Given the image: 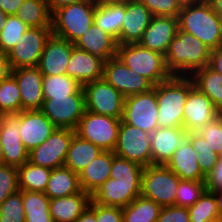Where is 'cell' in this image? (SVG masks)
Segmentation results:
<instances>
[{"label": "cell", "instance_id": "obj_1", "mask_svg": "<svg viewBox=\"0 0 222 222\" xmlns=\"http://www.w3.org/2000/svg\"><path fill=\"white\" fill-rule=\"evenodd\" d=\"M143 166L114 156L110 178L91 195V201L105 206L124 208L141 195Z\"/></svg>", "mask_w": 222, "mask_h": 222}, {"label": "cell", "instance_id": "obj_2", "mask_svg": "<svg viewBox=\"0 0 222 222\" xmlns=\"http://www.w3.org/2000/svg\"><path fill=\"white\" fill-rule=\"evenodd\" d=\"M211 49L195 36L178 29L165 55L172 76H191L209 63Z\"/></svg>", "mask_w": 222, "mask_h": 222}, {"label": "cell", "instance_id": "obj_3", "mask_svg": "<svg viewBox=\"0 0 222 222\" xmlns=\"http://www.w3.org/2000/svg\"><path fill=\"white\" fill-rule=\"evenodd\" d=\"M193 86L190 76H171L153 86L158 103V127H183L184 105Z\"/></svg>", "mask_w": 222, "mask_h": 222}, {"label": "cell", "instance_id": "obj_4", "mask_svg": "<svg viewBox=\"0 0 222 222\" xmlns=\"http://www.w3.org/2000/svg\"><path fill=\"white\" fill-rule=\"evenodd\" d=\"M177 18L179 30L195 36L211 50L221 47V16L209 0L183 6Z\"/></svg>", "mask_w": 222, "mask_h": 222}, {"label": "cell", "instance_id": "obj_5", "mask_svg": "<svg viewBox=\"0 0 222 222\" xmlns=\"http://www.w3.org/2000/svg\"><path fill=\"white\" fill-rule=\"evenodd\" d=\"M97 1L82 0L52 11V34L74 44L94 24Z\"/></svg>", "mask_w": 222, "mask_h": 222}, {"label": "cell", "instance_id": "obj_6", "mask_svg": "<svg viewBox=\"0 0 222 222\" xmlns=\"http://www.w3.org/2000/svg\"><path fill=\"white\" fill-rule=\"evenodd\" d=\"M116 56L134 72L144 76L153 85L169 79L165 56L141 46L139 43L117 45Z\"/></svg>", "mask_w": 222, "mask_h": 222}, {"label": "cell", "instance_id": "obj_7", "mask_svg": "<svg viewBox=\"0 0 222 222\" xmlns=\"http://www.w3.org/2000/svg\"><path fill=\"white\" fill-rule=\"evenodd\" d=\"M179 181L166 165H149L142 171L141 195L161 207L174 206Z\"/></svg>", "mask_w": 222, "mask_h": 222}, {"label": "cell", "instance_id": "obj_8", "mask_svg": "<svg viewBox=\"0 0 222 222\" xmlns=\"http://www.w3.org/2000/svg\"><path fill=\"white\" fill-rule=\"evenodd\" d=\"M121 119L96 114L85 110L75 134L100 147L103 151H114Z\"/></svg>", "mask_w": 222, "mask_h": 222}, {"label": "cell", "instance_id": "obj_9", "mask_svg": "<svg viewBox=\"0 0 222 222\" xmlns=\"http://www.w3.org/2000/svg\"><path fill=\"white\" fill-rule=\"evenodd\" d=\"M85 108L96 114L122 119L125 97L104 79L82 86Z\"/></svg>", "mask_w": 222, "mask_h": 222}, {"label": "cell", "instance_id": "obj_10", "mask_svg": "<svg viewBox=\"0 0 222 222\" xmlns=\"http://www.w3.org/2000/svg\"><path fill=\"white\" fill-rule=\"evenodd\" d=\"M51 27H29L7 53L11 69L37 67Z\"/></svg>", "mask_w": 222, "mask_h": 222}, {"label": "cell", "instance_id": "obj_11", "mask_svg": "<svg viewBox=\"0 0 222 222\" xmlns=\"http://www.w3.org/2000/svg\"><path fill=\"white\" fill-rule=\"evenodd\" d=\"M124 123L151 134L158 128V103L156 92L150 91L125 98L123 116Z\"/></svg>", "mask_w": 222, "mask_h": 222}, {"label": "cell", "instance_id": "obj_12", "mask_svg": "<svg viewBox=\"0 0 222 222\" xmlns=\"http://www.w3.org/2000/svg\"><path fill=\"white\" fill-rule=\"evenodd\" d=\"M150 134L121 120L114 154L143 167L152 165Z\"/></svg>", "mask_w": 222, "mask_h": 222}, {"label": "cell", "instance_id": "obj_13", "mask_svg": "<svg viewBox=\"0 0 222 222\" xmlns=\"http://www.w3.org/2000/svg\"><path fill=\"white\" fill-rule=\"evenodd\" d=\"M85 95L81 88L67 97L44 99L41 111L57 127L75 130L85 112Z\"/></svg>", "mask_w": 222, "mask_h": 222}, {"label": "cell", "instance_id": "obj_14", "mask_svg": "<svg viewBox=\"0 0 222 222\" xmlns=\"http://www.w3.org/2000/svg\"><path fill=\"white\" fill-rule=\"evenodd\" d=\"M74 134L75 130L56 128L41 145L29 152L28 161L51 169L64 166L67 151Z\"/></svg>", "mask_w": 222, "mask_h": 222}, {"label": "cell", "instance_id": "obj_15", "mask_svg": "<svg viewBox=\"0 0 222 222\" xmlns=\"http://www.w3.org/2000/svg\"><path fill=\"white\" fill-rule=\"evenodd\" d=\"M103 79L125 98L148 92L154 86L144 76L125 66L117 56L105 61Z\"/></svg>", "mask_w": 222, "mask_h": 222}, {"label": "cell", "instance_id": "obj_16", "mask_svg": "<svg viewBox=\"0 0 222 222\" xmlns=\"http://www.w3.org/2000/svg\"><path fill=\"white\" fill-rule=\"evenodd\" d=\"M20 112L0 114V139L4 164L18 168L28 161L29 152L20 138Z\"/></svg>", "mask_w": 222, "mask_h": 222}, {"label": "cell", "instance_id": "obj_17", "mask_svg": "<svg viewBox=\"0 0 222 222\" xmlns=\"http://www.w3.org/2000/svg\"><path fill=\"white\" fill-rule=\"evenodd\" d=\"M184 107L183 128L187 133L197 132L221 114L212 100L195 86L190 89Z\"/></svg>", "mask_w": 222, "mask_h": 222}, {"label": "cell", "instance_id": "obj_18", "mask_svg": "<svg viewBox=\"0 0 222 222\" xmlns=\"http://www.w3.org/2000/svg\"><path fill=\"white\" fill-rule=\"evenodd\" d=\"M74 44L51 34L47 39L37 68L43 76L66 74Z\"/></svg>", "mask_w": 222, "mask_h": 222}, {"label": "cell", "instance_id": "obj_19", "mask_svg": "<svg viewBox=\"0 0 222 222\" xmlns=\"http://www.w3.org/2000/svg\"><path fill=\"white\" fill-rule=\"evenodd\" d=\"M57 127L41 110H23L20 112V138L30 152L41 145Z\"/></svg>", "mask_w": 222, "mask_h": 222}, {"label": "cell", "instance_id": "obj_20", "mask_svg": "<svg viewBox=\"0 0 222 222\" xmlns=\"http://www.w3.org/2000/svg\"><path fill=\"white\" fill-rule=\"evenodd\" d=\"M178 29L177 17L152 16L150 24L138 43L165 56Z\"/></svg>", "mask_w": 222, "mask_h": 222}, {"label": "cell", "instance_id": "obj_21", "mask_svg": "<svg viewBox=\"0 0 222 222\" xmlns=\"http://www.w3.org/2000/svg\"><path fill=\"white\" fill-rule=\"evenodd\" d=\"M150 10L140 0L125 2V17L117 44L138 43L152 19Z\"/></svg>", "mask_w": 222, "mask_h": 222}, {"label": "cell", "instance_id": "obj_22", "mask_svg": "<svg viewBox=\"0 0 222 222\" xmlns=\"http://www.w3.org/2000/svg\"><path fill=\"white\" fill-rule=\"evenodd\" d=\"M11 74L18 83L21 97V111L41 110L43 96V75L37 67L12 69Z\"/></svg>", "mask_w": 222, "mask_h": 222}, {"label": "cell", "instance_id": "obj_23", "mask_svg": "<svg viewBox=\"0 0 222 222\" xmlns=\"http://www.w3.org/2000/svg\"><path fill=\"white\" fill-rule=\"evenodd\" d=\"M104 64V59L74 47L66 74L83 86L86 83L103 79Z\"/></svg>", "mask_w": 222, "mask_h": 222}, {"label": "cell", "instance_id": "obj_24", "mask_svg": "<svg viewBox=\"0 0 222 222\" xmlns=\"http://www.w3.org/2000/svg\"><path fill=\"white\" fill-rule=\"evenodd\" d=\"M183 127L160 128L150 134L152 165H166L186 138Z\"/></svg>", "mask_w": 222, "mask_h": 222}, {"label": "cell", "instance_id": "obj_25", "mask_svg": "<svg viewBox=\"0 0 222 222\" xmlns=\"http://www.w3.org/2000/svg\"><path fill=\"white\" fill-rule=\"evenodd\" d=\"M197 156L198 153L192 148L191 142L185 138L166 166L182 180H206Z\"/></svg>", "mask_w": 222, "mask_h": 222}, {"label": "cell", "instance_id": "obj_26", "mask_svg": "<svg viewBox=\"0 0 222 222\" xmlns=\"http://www.w3.org/2000/svg\"><path fill=\"white\" fill-rule=\"evenodd\" d=\"M117 45L113 36L95 24L74 43L76 48L96 55L105 61L116 56Z\"/></svg>", "mask_w": 222, "mask_h": 222}, {"label": "cell", "instance_id": "obj_27", "mask_svg": "<svg viewBox=\"0 0 222 222\" xmlns=\"http://www.w3.org/2000/svg\"><path fill=\"white\" fill-rule=\"evenodd\" d=\"M114 156L113 151H103L79 173L82 191L91 195L110 178Z\"/></svg>", "mask_w": 222, "mask_h": 222}, {"label": "cell", "instance_id": "obj_28", "mask_svg": "<svg viewBox=\"0 0 222 222\" xmlns=\"http://www.w3.org/2000/svg\"><path fill=\"white\" fill-rule=\"evenodd\" d=\"M90 195L84 191L49 201V211L54 222H75L89 205Z\"/></svg>", "mask_w": 222, "mask_h": 222}, {"label": "cell", "instance_id": "obj_29", "mask_svg": "<svg viewBox=\"0 0 222 222\" xmlns=\"http://www.w3.org/2000/svg\"><path fill=\"white\" fill-rule=\"evenodd\" d=\"M125 17V2L98 0L94 13V24L116 40L120 36Z\"/></svg>", "mask_w": 222, "mask_h": 222}, {"label": "cell", "instance_id": "obj_30", "mask_svg": "<svg viewBox=\"0 0 222 222\" xmlns=\"http://www.w3.org/2000/svg\"><path fill=\"white\" fill-rule=\"evenodd\" d=\"M79 175L65 166L54 168L44 194L49 198H59L81 192Z\"/></svg>", "mask_w": 222, "mask_h": 222}, {"label": "cell", "instance_id": "obj_31", "mask_svg": "<svg viewBox=\"0 0 222 222\" xmlns=\"http://www.w3.org/2000/svg\"><path fill=\"white\" fill-rule=\"evenodd\" d=\"M101 152L103 150L100 147L74 134L67 151L64 166L79 175Z\"/></svg>", "mask_w": 222, "mask_h": 222}, {"label": "cell", "instance_id": "obj_32", "mask_svg": "<svg viewBox=\"0 0 222 222\" xmlns=\"http://www.w3.org/2000/svg\"><path fill=\"white\" fill-rule=\"evenodd\" d=\"M190 77L194 86L207 95L213 105L222 113V75L207 65L195 71Z\"/></svg>", "mask_w": 222, "mask_h": 222}, {"label": "cell", "instance_id": "obj_33", "mask_svg": "<svg viewBox=\"0 0 222 222\" xmlns=\"http://www.w3.org/2000/svg\"><path fill=\"white\" fill-rule=\"evenodd\" d=\"M19 190L44 192L48 183L51 168L32 164L27 161L17 168Z\"/></svg>", "mask_w": 222, "mask_h": 222}, {"label": "cell", "instance_id": "obj_34", "mask_svg": "<svg viewBox=\"0 0 222 222\" xmlns=\"http://www.w3.org/2000/svg\"><path fill=\"white\" fill-rule=\"evenodd\" d=\"M15 16L28 27H51L52 12L45 0H24Z\"/></svg>", "mask_w": 222, "mask_h": 222}, {"label": "cell", "instance_id": "obj_35", "mask_svg": "<svg viewBox=\"0 0 222 222\" xmlns=\"http://www.w3.org/2000/svg\"><path fill=\"white\" fill-rule=\"evenodd\" d=\"M162 207L156 202L137 196L130 204L122 208L123 222H156Z\"/></svg>", "mask_w": 222, "mask_h": 222}, {"label": "cell", "instance_id": "obj_36", "mask_svg": "<svg viewBox=\"0 0 222 222\" xmlns=\"http://www.w3.org/2000/svg\"><path fill=\"white\" fill-rule=\"evenodd\" d=\"M42 85L44 99L74 95L82 88L74 78L67 74L43 76Z\"/></svg>", "mask_w": 222, "mask_h": 222}, {"label": "cell", "instance_id": "obj_37", "mask_svg": "<svg viewBox=\"0 0 222 222\" xmlns=\"http://www.w3.org/2000/svg\"><path fill=\"white\" fill-rule=\"evenodd\" d=\"M186 138L191 142L192 148L198 153L197 160L202 173L208 176L221 156L213 151L208 142L197 132L187 133Z\"/></svg>", "mask_w": 222, "mask_h": 222}, {"label": "cell", "instance_id": "obj_38", "mask_svg": "<svg viewBox=\"0 0 222 222\" xmlns=\"http://www.w3.org/2000/svg\"><path fill=\"white\" fill-rule=\"evenodd\" d=\"M20 90L15 77L10 74L0 82V114L21 112Z\"/></svg>", "mask_w": 222, "mask_h": 222}, {"label": "cell", "instance_id": "obj_39", "mask_svg": "<svg viewBox=\"0 0 222 222\" xmlns=\"http://www.w3.org/2000/svg\"><path fill=\"white\" fill-rule=\"evenodd\" d=\"M190 222H203L208 219H220L216 197L212 191L206 190L203 195L188 207Z\"/></svg>", "mask_w": 222, "mask_h": 222}, {"label": "cell", "instance_id": "obj_40", "mask_svg": "<svg viewBox=\"0 0 222 222\" xmlns=\"http://www.w3.org/2000/svg\"><path fill=\"white\" fill-rule=\"evenodd\" d=\"M28 28L17 16L8 15L5 26L0 32V51L7 54Z\"/></svg>", "mask_w": 222, "mask_h": 222}, {"label": "cell", "instance_id": "obj_41", "mask_svg": "<svg viewBox=\"0 0 222 222\" xmlns=\"http://www.w3.org/2000/svg\"><path fill=\"white\" fill-rule=\"evenodd\" d=\"M207 190L205 180H182L180 179L176 193L175 206H192Z\"/></svg>", "mask_w": 222, "mask_h": 222}, {"label": "cell", "instance_id": "obj_42", "mask_svg": "<svg viewBox=\"0 0 222 222\" xmlns=\"http://www.w3.org/2000/svg\"><path fill=\"white\" fill-rule=\"evenodd\" d=\"M0 222H25L22 190L7 197L0 204Z\"/></svg>", "mask_w": 222, "mask_h": 222}, {"label": "cell", "instance_id": "obj_43", "mask_svg": "<svg viewBox=\"0 0 222 222\" xmlns=\"http://www.w3.org/2000/svg\"><path fill=\"white\" fill-rule=\"evenodd\" d=\"M18 191L17 168L7 164L0 165V204Z\"/></svg>", "mask_w": 222, "mask_h": 222}, {"label": "cell", "instance_id": "obj_44", "mask_svg": "<svg viewBox=\"0 0 222 222\" xmlns=\"http://www.w3.org/2000/svg\"><path fill=\"white\" fill-rule=\"evenodd\" d=\"M197 133L208 142L213 151L222 156V113Z\"/></svg>", "mask_w": 222, "mask_h": 222}, {"label": "cell", "instance_id": "obj_45", "mask_svg": "<svg viewBox=\"0 0 222 222\" xmlns=\"http://www.w3.org/2000/svg\"><path fill=\"white\" fill-rule=\"evenodd\" d=\"M22 200L25 213L50 212V199L44 194V192L22 190Z\"/></svg>", "mask_w": 222, "mask_h": 222}, {"label": "cell", "instance_id": "obj_46", "mask_svg": "<svg viewBox=\"0 0 222 222\" xmlns=\"http://www.w3.org/2000/svg\"><path fill=\"white\" fill-rule=\"evenodd\" d=\"M153 16L178 17L181 6L177 0H140Z\"/></svg>", "mask_w": 222, "mask_h": 222}, {"label": "cell", "instance_id": "obj_47", "mask_svg": "<svg viewBox=\"0 0 222 222\" xmlns=\"http://www.w3.org/2000/svg\"><path fill=\"white\" fill-rule=\"evenodd\" d=\"M156 222H190L188 208L175 205L162 207Z\"/></svg>", "mask_w": 222, "mask_h": 222}, {"label": "cell", "instance_id": "obj_48", "mask_svg": "<svg viewBox=\"0 0 222 222\" xmlns=\"http://www.w3.org/2000/svg\"><path fill=\"white\" fill-rule=\"evenodd\" d=\"M95 215L97 222H123L122 208L105 206L95 203Z\"/></svg>", "mask_w": 222, "mask_h": 222}, {"label": "cell", "instance_id": "obj_49", "mask_svg": "<svg viewBox=\"0 0 222 222\" xmlns=\"http://www.w3.org/2000/svg\"><path fill=\"white\" fill-rule=\"evenodd\" d=\"M205 183L209 191L222 190V156L215 168L206 176Z\"/></svg>", "mask_w": 222, "mask_h": 222}, {"label": "cell", "instance_id": "obj_50", "mask_svg": "<svg viewBox=\"0 0 222 222\" xmlns=\"http://www.w3.org/2000/svg\"><path fill=\"white\" fill-rule=\"evenodd\" d=\"M208 66L222 75V46L211 50Z\"/></svg>", "mask_w": 222, "mask_h": 222}, {"label": "cell", "instance_id": "obj_51", "mask_svg": "<svg viewBox=\"0 0 222 222\" xmlns=\"http://www.w3.org/2000/svg\"><path fill=\"white\" fill-rule=\"evenodd\" d=\"M24 0H0V9L6 15H15Z\"/></svg>", "mask_w": 222, "mask_h": 222}, {"label": "cell", "instance_id": "obj_52", "mask_svg": "<svg viewBox=\"0 0 222 222\" xmlns=\"http://www.w3.org/2000/svg\"><path fill=\"white\" fill-rule=\"evenodd\" d=\"M25 222H54L50 212L25 213Z\"/></svg>", "mask_w": 222, "mask_h": 222}, {"label": "cell", "instance_id": "obj_53", "mask_svg": "<svg viewBox=\"0 0 222 222\" xmlns=\"http://www.w3.org/2000/svg\"><path fill=\"white\" fill-rule=\"evenodd\" d=\"M75 222H97L95 215V203L90 200L87 208L82 212Z\"/></svg>", "mask_w": 222, "mask_h": 222}, {"label": "cell", "instance_id": "obj_54", "mask_svg": "<svg viewBox=\"0 0 222 222\" xmlns=\"http://www.w3.org/2000/svg\"><path fill=\"white\" fill-rule=\"evenodd\" d=\"M12 72L7 54L0 51V82L7 78Z\"/></svg>", "mask_w": 222, "mask_h": 222}, {"label": "cell", "instance_id": "obj_55", "mask_svg": "<svg viewBox=\"0 0 222 222\" xmlns=\"http://www.w3.org/2000/svg\"><path fill=\"white\" fill-rule=\"evenodd\" d=\"M45 1L48 5L49 10L52 12L55 9H57L58 7H61L63 5L77 3L82 0H45Z\"/></svg>", "mask_w": 222, "mask_h": 222}, {"label": "cell", "instance_id": "obj_56", "mask_svg": "<svg viewBox=\"0 0 222 222\" xmlns=\"http://www.w3.org/2000/svg\"><path fill=\"white\" fill-rule=\"evenodd\" d=\"M216 197V204H217V210L220 216V219H222V190H214L212 191Z\"/></svg>", "mask_w": 222, "mask_h": 222}, {"label": "cell", "instance_id": "obj_57", "mask_svg": "<svg viewBox=\"0 0 222 222\" xmlns=\"http://www.w3.org/2000/svg\"><path fill=\"white\" fill-rule=\"evenodd\" d=\"M214 8V11L222 17V0H209Z\"/></svg>", "mask_w": 222, "mask_h": 222}, {"label": "cell", "instance_id": "obj_58", "mask_svg": "<svg viewBox=\"0 0 222 222\" xmlns=\"http://www.w3.org/2000/svg\"><path fill=\"white\" fill-rule=\"evenodd\" d=\"M202 1L203 0H177V2L179 3V5L181 7L192 5V4H197V3L202 2Z\"/></svg>", "mask_w": 222, "mask_h": 222}, {"label": "cell", "instance_id": "obj_59", "mask_svg": "<svg viewBox=\"0 0 222 222\" xmlns=\"http://www.w3.org/2000/svg\"><path fill=\"white\" fill-rule=\"evenodd\" d=\"M7 16L1 9H0V32L2 31V29L5 26L6 20H7Z\"/></svg>", "mask_w": 222, "mask_h": 222}, {"label": "cell", "instance_id": "obj_60", "mask_svg": "<svg viewBox=\"0 0 222 222\" xmlns=\"http://www.w3.org/2000/svg\"><path fill=\"white\" fill-rule=\"evenodd\" d=\"M4 164V159H3V150H2V144H1V139H0V165Z\"/></svg>", "mask_w": 222, "mask_h": 222}, {"label": "cell", "instance_id": "obj_61", "mask_svg": "<svg viewBox=\"0 0 222 222\" xmlns=\"http://www.w3.org/2000/svg\"><path fill=\"white\" fill-rule=\"evenodd\" d=\"M220 219H208L203 222H218Z\"/></svg>", "mask_w": 222, "mask_h": 222}, {"label": "cell", "instance_id": "obj_62", "mask_svg": "<svg viewBox=\"0 0 222 222\" xmlns=\"http://www.w3.org/2000/svg\"><path fill=\"white\" fill-rule=\"evenodd\" d=\"M102 1H119V2H126V1H129V0H102Z\"/></svg>", "mask_w": 222, "mask_h": 222}, {"label": "cell", "instance_id": "obj_63", "mask_svg": "<svg viewBox=\"0 0 222 222\" xmlns=\"http://www.w3.org/2000/svg\"><path fill=\"white\" fill-rule=\"evenodd\" d=\"M221 46H222V17H221Z\"/></svg>", "mask_w": 222, "mask_h": 222}]
</instances>
